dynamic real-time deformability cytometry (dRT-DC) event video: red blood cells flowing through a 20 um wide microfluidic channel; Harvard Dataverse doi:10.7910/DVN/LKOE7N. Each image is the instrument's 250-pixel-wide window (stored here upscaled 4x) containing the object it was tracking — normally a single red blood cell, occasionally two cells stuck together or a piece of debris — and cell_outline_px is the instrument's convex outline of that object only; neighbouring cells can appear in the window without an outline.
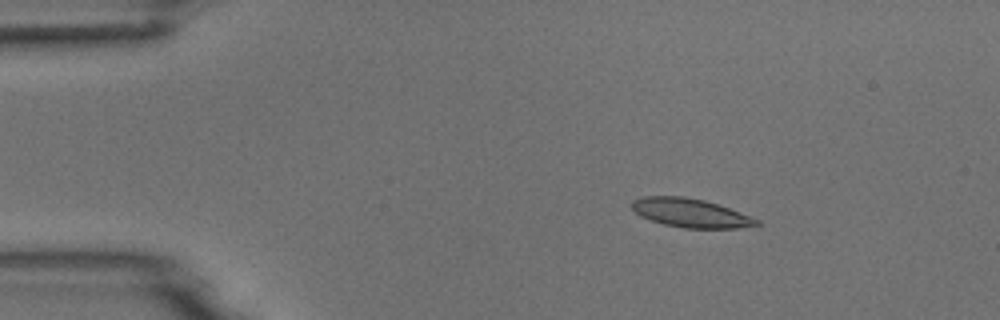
{"species": "common noctule bat (a hibernating species)", "species_latin": "Nyctalus noctula", "temperature_condition": "room temperature", "stored_images_in_passage": 4, "camera_frame_rate_fps": 3000, "um_per_image_px": 0.085, "animal": {"sex": "male", "body_mass_g": 18.8}, "frame": {"image": 1, "passage_image": 2, "time_ms": 2.0, "image_size_px": [1000, 320], "cell_outline_px": [[760, 224], [736, 228], [684, 228], [664, 224], [640, 216], [632, 208], [632, 200], [644, 196], [684, 196], [704, 200], [740, 212], [760, 220]], "centroid_in_image_um": [58.68, 18.09], "position_along_channel_um": 26.3, "area_um2": 20.69}}